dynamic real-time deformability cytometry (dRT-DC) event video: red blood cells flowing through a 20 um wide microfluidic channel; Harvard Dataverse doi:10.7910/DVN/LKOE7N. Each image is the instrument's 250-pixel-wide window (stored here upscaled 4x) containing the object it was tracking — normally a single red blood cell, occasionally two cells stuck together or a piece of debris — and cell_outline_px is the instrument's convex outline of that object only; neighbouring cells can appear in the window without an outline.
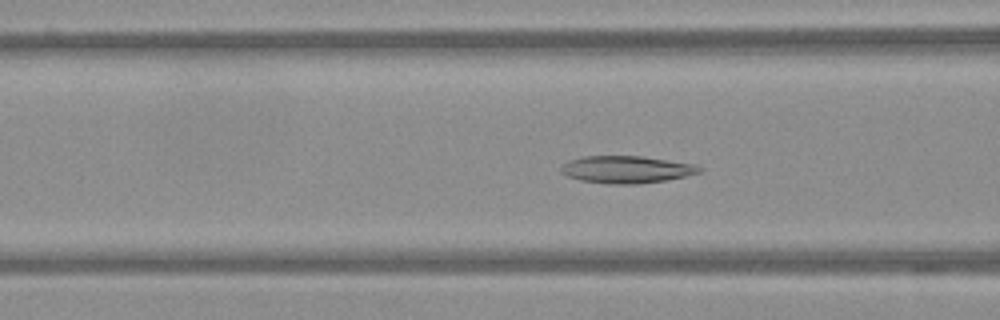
{"species": "Egyptian fruit bat (a non-hibernating species)", "species_latin": "Rousettus aegyptiacus", "temperature_condition": "warm", "stored_images_in_passage": 57, "camera_frame_rate_fps": 3000, "um_per_image_px": 0.085, "frame": {"image": 1, "passage_image": 23, "time_ms": 7.333, "image_size_px": [1000, 320], "cell_outline_px": [[704, 172], [664, 180], [636, 184], [608, 184], [580, 180], [568, 176], [560, 172], [560, 164], [568, 160], [584, 156], [644, 156], [696, 164], [704, 168]], "centroid_in_image_um": [53.25, 14.39], "position_along_channel_um": 113.3, "area_um2": 22.25}}
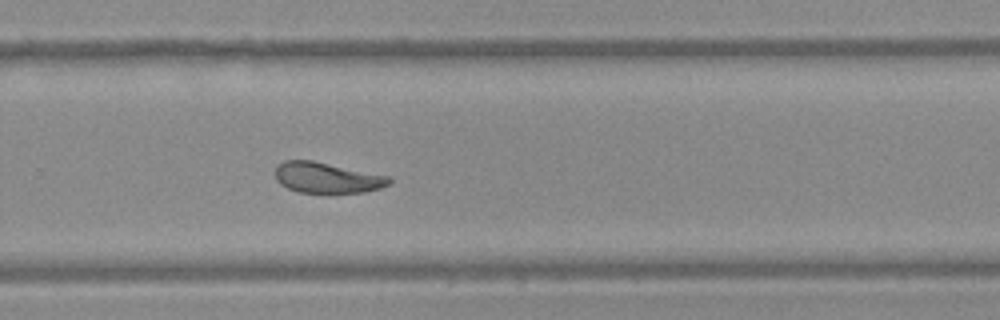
{"frame": {"image": 2, "passage_image": 39, "time_ms": 12.667, "image_size_px": [1000, 320], "cell_outline_px": [[392, 180], [388, 184], [380, 188], [364, 192], [296, 192], [280, 184], [276, 180], [276, 164], [284, 160], [312, 160], [392, 176]], "centroid_in_image_um": [27.8, 15.09], "position_along_channel_um": 302.0, "area_um2": 20.46}}
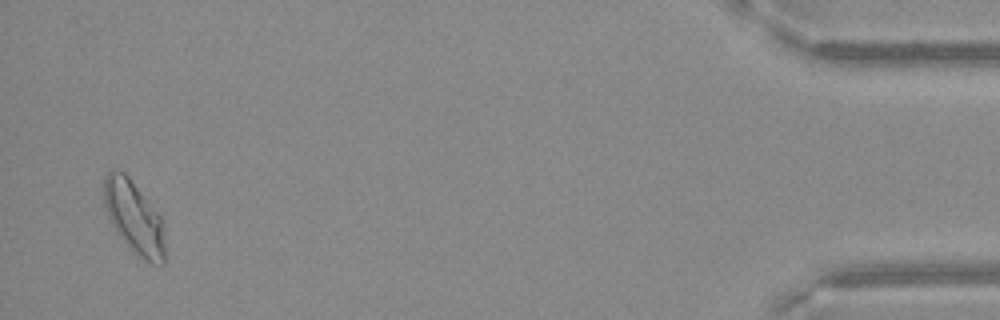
{"frame": {"image": 3, "passage_image": 56, "time_ms": 18.333, "image_size_px": [1000, 320], "cell_outline_px": [[164, 264], [152, 264], [136, 256], [132, 252], [116, 232], [108, 216], [104, 204], [104, 176], [112, 168], [124, 172], [128, 176], [160, 216], [164, 244]], "centroid_in_image_um": [11.36, 18.49], "position_along_channel_um": 423.8, "area_um2": 25.61}}